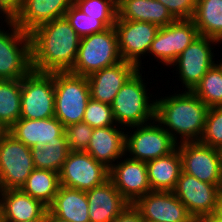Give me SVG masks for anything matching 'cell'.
Listing matches in <instances>:
<instances>
[{
	"label": "cell",
	"mask_w": 222,
	"mask_h": 222,
	"mask_svg": "<svg viewBox=\"0 0 222 222\" xmlns=\"http://www.w3.org/2000/svg\"><path fill=\"white\" fill-rule=\"evenodd\" d=\"M29 34L32 70L41 73L70 72L81 37L65 16L44 23Z\"/></svg>",
	"instance_id": "6da1fadb"
},
{
	"label": "cell",
	"mask_w": 222,
	"mask_h": 222,
	"mask_svg": "<svg viewBox=\"0 0 222 222\" xmlns=\"http://www.w3.org/2000/svg\"><path fill=\"white\" fill-rule=\"evenodd\" d=\"M181 92L155 100V120L177 144L199 141L209 107L192 91Z\"/></svg>",
	"instance_id": "7a4b0ae2"
},
{
	"label": "cell",
	"mask_w": 222,
	"mask_h": 222,
	"mask_svg": "<svg viewBox=\"0 0 222 222\" xmlns=\"http://www.w3.org/2000/svg\"><path fill=\"white\" fill-rule=\"evenodd\" d=\"M137 70L122 86L111 104L115 122L131 127L149 123L155 119V100L149 96L147 83ZM144 80V82H143ZM147 87V89H146Z\"/></svg>",
	"instance_id": "3957f363"
},
{
	"label": "cell",
	"mask_w": 222,
	"mask_h": 222,
	"mask_svg": "<svg viewBox=\"0 0 222 222\" xmlns=\"http://www.w3.org/2000/svg\"><path fill=\"white\" fill-rule=\"evenodd\" d=\"M123 61L118 48V38L113 27L91 34L80 40L76 60L70 73L89 76L95 71Z\"/></svg>",
	"instance_id": "277c9868"
},
{
	"label": "cell",
	"mask_w": 222,
	"mask_h": 222,
	"mask_svg": "<svg viewBox=\"0 0 222 222\" xmlns=\"http://www.w3.org/2000/svg\"><path fill=\"white\" fill-rule=\"evenodd\" d=\"M55 114L64 127L83 121L90 99L87 76L54 72Z\"/></svg>",
	"instance_id": "5b68a950"
},
{
	"label": "cell",
	"mask_w": 222,
	"mask_h": 222,
	"mask_svg": "<svg viewBox=\"0 0 222 222\" xmlns=\"http://www.w3.org/2000/svg\"><path fill=\"white\" fill-rule=\"evenodd\" d=\"M6 25V31L0 26V80H20L32 70L30 34L13 21Z\"/></svg>",
	"instance_id": "8992f818"
},
{
	"label": "cell",
	"mask_w": 222,
	"mask_h": 222,
	"mask_svg": "<svg viewBox=\"0 0 222 222\" xmlns=\"http://www.w3.org/2000/svg\"><path fill=\"white\" fill-rule=\"evenodd\" d=\"M128 128H132V131L125 134V156L130 154V159L148 162L166 156L177 148L171 135L155 119Z\"/></svg>",
	"instance_id": "52a82bcc"
},
{
	"label": "cell",
	"mask_w": 222,
	"mask_h": 222,
	"mask_svg": "<svg viewBox=\"0 0 222 222\" xmlns=\"http://www.w3.org/2000/svg\"><path fill=\"white\" fill-rule=\"evenodd\" d=\"M55 114L54 73L31 70L21 79L20 119H48Z\"/></svg>",
	"instance_id": "ba28073f"
},
{
	"label": "cell",
	"mask_w": 222,
	"mask_h": 222,
	"mask_svg": "<svg viewBox=\"0 0 222 222\" xmlns=\"http://www.w3.org/2000/svg\"><path fill=\"white\" fill-rule=\"evenodd\" d=\"M34 169L31 148L8 133L0 142V191L21 189Z\"/></svg>",
	"instance_id": "9c48e42d"
},
{
	"label": "cell",
	"mask_w": 222,
	"mask_h": 222,
	"mask_svg": "<svg viewBox=\"0 0 222 222\" xmlns=\"http://www.w3.org/2000/svg\"><path fill=\"white\" fill-rule=\"evenodd\" d=\"M110 169L86 151H70L59 171L60 185L89 191L109 179Z\"/></svg>",
	"instance_id": "30bf717a"
},
{
	"label": "cell",
	"mask_w": 222,
	"mask_h": 222,
	"mask_svg": "<svg viewBox=\"0 0 222 222\" xmlns=\"http://www.w3.org/2000/svg\"><path fill=\"white\" fill-rule=\"evenodd\" d=\"M211 44H220L214 38L199 35L171 64L176 66V74L179 75L186 91H192L200 82L206 72L215 64L214 47Z\"/></svg>",
	"instance_id": "8fae6325"
},
{
	"label": "cell",
	"mask_w": 222,
	"mask_h": 222,
	"mask_svg": "<svg viewBox=\"0 0 222 222\" xmlns=\"http://www.w3.org/2000/svg\"><path fill=\"white\" fill-rule=\"evenodd\" d=\"M199 35L192 19H177L159 28L147 56L151 53L162 65L170 67Z\"/></svg>",
	"instance_id": "7c38bea8"
},
{
	"label": "cell",
	"mask_w": 222,
	"mask_h": 222,
	"mask_svg": "<svg viewBox=\"0 0 222 222\" xmlns=\"http://www.w3.org/2000/svg\"><path fill=\"white\" fill-rule=\"evenodd\" d=\"M182 162V172L202 182L222 186V166L217 148L200 141L177 144Z\"/></svg>",
	"instance_id": "4fadbf2b"
},
{
	"label": "cell",
	"mask_w": 222,
	"mask_h": 222,
	"mask_svg": "<svg viewBox=\"0 0 222 222\" xmlns=\"http://www.w3.org/2000/svg\"><path fill=\"white\" fill-rule=\"evenodd\" d=\"M114 28L122 60L134 64L142 72L141 56L148 54L159 27L149 22L122 20L117 17Z\"/></svg>",
	"instance_id": "5bb4252c"
},
{
	"label": "cell",
	"mask_w": 222,
	"mask_h": 222,
	"mask_svg": "<svg viewBox=\"0 0 222 222\" xmlns=\"http://www.w3.org/2000/svg\"><path fill=\"white\" fill-rule=\"evenodd\" d=\"M221 189L222 186L202 182L181 172L173 193L192 217L206 218L214 215Z\"/></svg>",
	"instance_id": "9a60e30c"
},
{
	"label": "cell",
	"mask_w": 222,
	"mask_h": 222,
	"mask_svg": "<svg viewBox=\"0 0 222 222\" xmlns=\"http://www.w3.org/2000/svg\"><path fill=\"white\" fill-rule=\"evenodd\" d=\"M133 206L144 222H188L192 216L173 191H151Z\"/></svg>",
	"instance_id": "2e32d148"
},
{
	"label": "cell",
	"mask_w": 222,
	"mask_h": 222,
	"mask_svg": "<svg viewBox=\"0 0 222 222\" xmlns=\"http://www.w3.org/2000/svg\"><path fill=\"white\" fill-rule=\"evenodd\" d=\"M124 155L111 168L109 179L120 194L133 204L138 198L151 192L146 162L130 159ZM118 163V164H117Z\"/></svg>",
	"instance_id": "e0dca14e"
},
{
	"label": "cell",
	"mask_w": 222,
	"mask_h": 222,
	"mask_svg": "<svg viewBox=\"0 0 222 222\" xmlns=\"http://www.w3.org/2000/svg\"><path fill=\"white\" fill-rule=\"evenodd\" d=\"M138 70L129 62L121 61L87 76L90 98L111 105L124 83Z\"/></svg>",
	"instance_id": "ac0fdd59"
},
{
	"label": "cell",
	"mask_w": 222,
	"mask_h": 222,
	"mask_svg": "<svg viewBox=\"0 0 222 222\" xmlns=\"http://www.w3.org/2000/svg\"><path fill=\"white\" fill-rule=\"evenodd\" d=\"M9 133L27 147L45 146L52 142H67L65 127L56 117L30 120L19 119Z\"/></svg>",
	"instance_id": "d6986e66"
},
{
	"label": "cell",
	"mask_w": 222,
	"mask_h": 222,
	"mask_svg": "<svg viewBox=\"0 0 222 222\" xmlns=\"http://www.w3.org/2000/svg\"><path fill=\"white\" fill-rule=\"evenodd\" d=\"M90 222H112L130 203L108 179L86 191Z\"/></svg>",
	"instance_id": "ffe728a7"
},
{
	"label": "cell",
	"mask_w": 222,
	"mask_h": 222,
	"mask_svg": "<svg viewBox=\"0 0 222 222\" xmlns=\"http://www.w3.org/2000/svg\"><path fill=\"white\" fill-rule=\"evenodd\" d=\"M74 0H23L22 7L13 22L30 33L44 23L64 17Z\"/></svg>",
	"instance_id": "44dd1931"
},
{
	"label": "cell",
	"mask_w": 222,
	"mask_h": 222,
	"mask_svg": "<svg viewBox=\"0 0 222 222\" xmlns=\"http://www.w3.org/2000/svg\"><path fill=\"white\" fill-rule=\"evenodd\" d=\"M118 127L119 125L94 128L86 150L97 162L109 169L125 155L126 129Z\"/></svg>",
	"instance_id": "7402d4cb"
},
{
	"label": "cell",
	"mask_w": 222,
	"mask_h": 222,
	"mask_svg": "<svg viewBox=\"0 0 222 222\" xmlns=\"http://www.w3.org/2000/svg\"><path fill=\"white\" fill-rule=\"evenodd\" d=\"M47 206L32 198L21 189L0 191L1 219L21 222L33 219H46Z\"/></svg>",
	"instance_id": "603a6c76"
},
{
	"label": "cell",
	"mask_w": 222,
	"mask_h": 222,
	"mask_svg": "<svg viewBox=\"0 0 222 222\" xmlns=\"http://www.w3.org/2000/svg\"><path fill=\"white\" fill-rule=\"evenodd\" d=\"M117 17L122 20L149 22L159 28L176 20L157 0H122L117 6Z\"/></svg>",
	"instance_id": "cb8c5ba5"
},
{
	"label": "cell",
	"mask_w": 222,
	"mask_h": 222,
	"mask_svg": "<svg viewBox=\"0 0 222 222\" xmlns=\"http://www.w3.org/2000/svg\"><path fill=\"white\" fill-rule=\"evenodd\" d=\"M55 216L70 222H90L86 192L60 185L47 207Z\"/></svg>",
	"instance_id": "d4e9b609"
},
{
	"label": "cell",
	"mask_w": 222,
	"mask_h": 222,
	"mask_svg": "<svg viewBox=\"0 0 222 222\" xmlns=\"http://www.w3.org/2000/svg\"><path fill=\"white\" fill-rule=\"evenodd\" d=\"M151 191H173L182 172L178 148L170 154L146 162Z\"/></svg>",
	"instance_id": "484cf974"
},
{
	"label": "cell",
	"mask_w": 222,
	"mask_h": 222,
	"mask_svg": "<svg viewBox=\"0 0 222 222\" xmlns=\"http://www.w3.org/2000/svg\"><path fill=\"white\" fill-rule=\"evenodd\" d=\"M192 20L201 36L222 43V0H196Z\"/></svg>",
	"instance_id": "4316f807"
},
{
	"label": "cell",
	"mask_w": 222,
	"mask_h": 222,
	"mask_svg": "<svg viewBox=\"0 0 222 222\" xmlns=\"http://www.w3.org/2000/svg\"><path fill=\"white\" fill-rule=\"evenodd\" d=\"M60 187L59 173L52 170L34 169L21 190L32 198L49 206Z\"/></svg>",
	"instance_id": "83f0119b"
},
{
	"label": "cell",
	"mask_w": 222,
	"mask_h": 222,
	"mask_svg": "<svg viewBox=\"0 0 222 222\" xmlns=\"http://www.w3.org/2000/svg\"><path fill=\"white\" fill-rule=\"evenodd\" d=\"M21 116V79L0 80V121L9 129Z\"/></svg>",
	"instance_id": "f1b7e54d"
},
{
	"label": "cell",
	"mask_w": 222,
	"mask_h": 222,
	"mask_svg": "<svg viewBox=\"0 0 222 222\" xmlns=\"http://www.w3.org/2000/svg\"><path fill=\"white\" fill-rule=\"evenodd\" d=\"M69 152L67 142H52L42 147H31L34 167L36 169L52 170L57 173H59Z\"/></svg>",
	"instance_id": "f546056e"
},
{
	"label": "cell",
	"mask_w": 222,
	"mask_h": 222,
	"mask_svg": "<svg viewBox=\"0 0 222 222\" xmlns=\"http://www.w3.org/2000/svg\"><path fill=\"white\" fill-rule=\"evenodd\" d=\"M192 92L208 107L222 106V70L216 63Z\"/></svg>",
	"instance_id": "4dcf8cb0"
},
{
	"label": "cell",
	"mask_w": 222,
	"mask_h": 222,
	"mask_svg": "<svg viewBox=\"0 0 222 222\" xmlns=\"http://www.w3.org/2000/svg\"><path fill=\"white\" fill-rule=\"evenodd\" d=\"M73 4L83 13L101 20L108 28L117 18V6L110 0H74Z\"/></svg>",
	"instance_id": "1f68e13d"
},
{
	"label": "cell",
	"mask_w": 222,
	"mask_h": 222,
	"mask_svg": "<svg viewBox=\"0 0 222 222\" xmlns=\"http://www.w3.org/2000/svg\"><path fill=\"white\" fill-rule=\"evenodd\" d=\"M65 17L81 38L103 32L108 28L101 20L83 13L74 4L66 11Z\"/></svg>",
	"instance_id": "d6a6232c"
},
{
	"label": "cell",
	"mask_w": 222,
	"mask_h": 222,
	"mask_svg": "<svg viewBox=\"0 0 222 222\" xmlns=\"http://www.w3.org/2000/svg\"><path fill=\"white\" fill-rule=\"evenodd\" d=\"M83 122L92 128L117 125L111 105L93 100L92 98L89 99L85 109Z\"/></svg>",
	"instance_id": "836d02e7"
},
{
	"label": "cell",
	"mask_w": 222,
	"mask_h": 222,
	"mask_svg": "<svg viewBox=\"0 0 222 222\" xmlns=\"http://www.w3.org/2000/svg\"><path fill=\"white\" fill-rule=\"evenodd\" d=\"M201 143L212 148L222 145V106L209 107Z\"/></svg>",
	"instance_id": "e575fe53"
},
{
	"label": "cell",
	"mask_w": 222,
	"mask_h": 222,
	"mask_svg": "<svg viewBox=\"0 0 222 222\" xmlns=\"http://www.w3.org/2000/svg\"><path fill=\"white\" fill-rule=\"evenodd\" d=\"M94 128L85 122L70 124L65 127V135L70 151H86Z\"/></svg>",
	"instance_id": "d590c367"
},
{
	"label": "cell",
	"mask_w": 222,
	"mask_h": 222,
	"mask_svg": "<svg viewBox=\"0 0 222 222\" xmlns=\"http://www.w3.org/2000/svg\"><path fill=\"white\" fill-rule=\"evenodd\" d=\"M157 1L161 2L176 20L193 18L196 9V0H157Z\"/></svg>",
	"instance_id": "8d00e7d4"
},
{
	"label": "cell",
	"mask_w": 222,
	"mask_h": 222,
	"mask_svg": "<svg viewBox=\"0 0 222 222\" xmlns=\"http://www.w3.org/2000/svg\"><path fill=\"white\" fill-rule=\"evenodd\" d=\"M23 0H0V17L4 22L13 21L21 10ZM3 17V18H2Z\"/></svg>",
	"instance_id": "74e56055"
},
{
	"label": "cell",
	"mask_w": 222,
	"mask_h": 222,
	"mask_svg": "<svg viewBox=\"0 0 222 222\" xmlns=\"http://www.w3.org/2000/svg\"><path fill=\"white\" fill-rule=\"evenodd\" d=\"M112 222H144V220L133 204H129Z\"/></svg>",
	"instance_id": "f35d334b"
},
{
	"label": "cell",
	"mask_w": 222,
	"mask_h": 222,
	"mask_svg": "<svg viewBox=\"0 0 222 222\" xmlns=\"http://www.w3.org/2000/svg\"><path fill=\"white\" fill-rule=\"evenodd\" d=\"M218 221L222 222V190L218 197V203L213 215Z\"/></svg>",
	"instance_id": "ab89813d"
},
{
	"label": "cell",
	"mask_w": 222,
	"mask_h": 222,
	"mask_svg": "<svg viewBox=\"0 0 222 222\" xmlns=\"http://www.w3.org/2000/svg\"><path fill=\"white\" fill-rule=\"evenodd\" d=\"M45 222H70L53 215L48 209L46 211Z\"/></svg>",
	"instance_id": "60d3db41"
},
{
	"label": "cell",
	"mask_w": 222,
	"mask_h": 222,
	"mask_svg": "<svg viewBox=\"0 0 222 222\" xmlns=\"http://www.w3.org/2000/svg\"><path fill=\"white\" fill-rule=\"evenodd\" d=\"M9 133V128L6 127L1 121H0V142L4 139V137Z\"/></svg>",
	"instance_id": "b9f144b4"
},
{
	"label": "cell",
	"mask_w": 222,
	"mask_h": 222,
	"mask_svg": "<svg viewBox=\"0 0 222 222\" xmlns=\"http://www.w3.org/2000/svg\"><path fill=\"white\" fill-rule=\"evenodd\" d=\"M188 222H207V217L206 218L192 217Z\"/></svg>",
	"instance_id": "7bdbcfd3"
},
{
	"label": "cell",
	"mask_w": 222,
	"mask_h": 222,
	"mask_svg": "<svg viewBox=\"0 0 222 222\" xmlns=\"http://www.w3.org/2000/svg\"><path fill=\"white\" fill-rule=\"evenodd\" d=\"M0 222H14V221H7V220H0ZM21 222H45V219H33L30 221H21Z\"/></svg>",
	"instance_id": "ee69618b"
},
{
	"label": "cell",
	"mask_w": 222,
	"mask_h": 222,
	"mask_svg": "<svg viewBox=\"0 0 222 222\" xmlns=\"http://www.w3.org/2000/svg\"><path fill=\"white\" fill-rule=\"evenodd\" d=\"M207 222H220L214 216L207 217Z\"/></svg>",
	"instance_id": "f6af8a7d"
},
{
	"label": "cell",
	"mask_w": 222,
	"mask_h": 222,
	"mask_svg": "<svg viewBox=\"0 0 222 222\" xmlns=\"http://www.w3.org/2000/svg\"><path fill=\"white\" fill-rule=\"evenodd\" d=\"M218 153L221 161V166H222V145L218 148Z\"/></svg>",
	"instance_id": "bcb514c9"
},
{
	"label": "cell",
	"mask_w": 222,
	"mask_h": 222,
	"mask_svg": "<svg viewBox=\"0 0 222 222\" xmlns=\"http://www.w3.org/2000/svg\"><path fill=\"white\" fill-rule=\"evenodd\" d=\"M113 4H115L116 6H118L122 0H110Z\"/></svg>",
	"instance_id": "7dc6e473"
},
{
	"label": "cell",
	"mask_w": 222,
	"mask_h": 222,
	"mask_svg": "<svg viewBox=\"0 0 222 222\" xmlns=\"http://www.w3.org/2000/svg\"><path fill=\"white\" fill-rule=\"evenodd\" d=\"M216 62H217V65L219 66V68L222 70V58H221V62L220 63L218 61H216Z\"/></svg>",
	"instance_id": "c3c4849f"
}]
</instances>
